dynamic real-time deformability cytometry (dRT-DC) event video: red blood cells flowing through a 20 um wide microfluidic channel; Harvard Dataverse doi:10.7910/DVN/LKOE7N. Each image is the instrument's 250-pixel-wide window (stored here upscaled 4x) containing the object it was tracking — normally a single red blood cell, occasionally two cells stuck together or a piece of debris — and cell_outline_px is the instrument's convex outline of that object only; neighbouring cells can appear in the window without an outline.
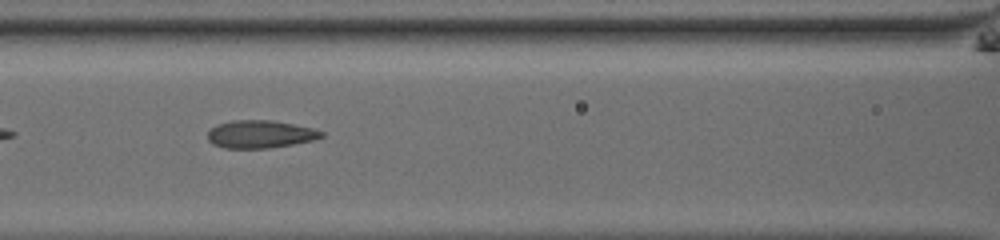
{"species": "common noctule bat (a hibernating species)", "species_latin": "Nyctalus noctula", "temperature_condition": "room temperature", "stored_images_in_passage": 24, "camera_frame_rate_fps": 3000, "um_per_image_px": 0.085, "animal": {"sex": "male", "body_mass_g": 13.0, "forearm_length_mm": 53.1}, "frame": {"image": 1, "passage_image": 8, "time_ms": 2.333, "image_size_px": [1000, 240], "cell_outline_px": [[324, 136], [312, 140], [292, 144], [268, 148], [224, 148], [212, 144], [208, 140], [208, 132], [216, 124], [232, 120], [272, 120], [312, 128], [324, 132]], "centroid_in_image_um": [22.09, 11.4], "position_along_channel_um": 144.5, "area_um2": 18.32}}
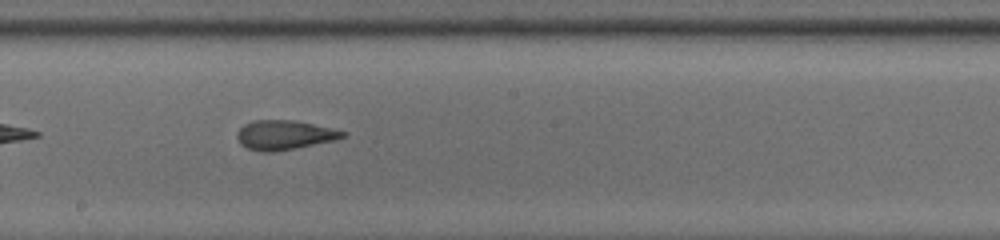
{"frame": {"image": 2, "passage_image": 14, "time_ms": 4.333, "image_size_px": [1000, 240], "cell_outline_px": [[348, 136], [336, 140], [296, 148], [272, 152], [260, 152], [248, 148], [240, 144], [236, 136], [236, 132], [244, 124], [252, 120], [296, 120], [348, 132]], "centroid_in_image_um": [24.18, 11.47], "position_along_channel_um": 224.0, "area_um2": 18.32}}
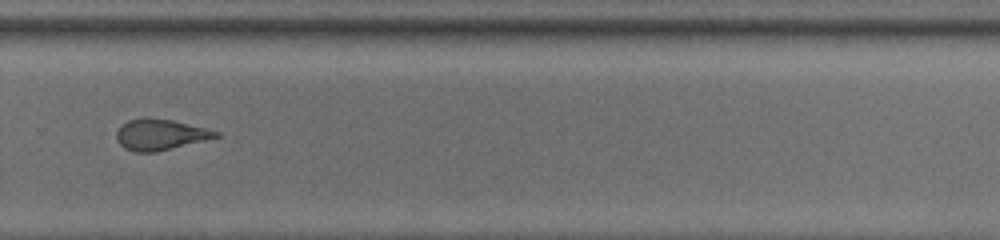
{"frame": {"image": 3, "passage_image": 21, "time_ms": 6.667, "image_size_px": [1000, 240], "cell_outline_px": [[220, 136], [156, 152], [136, 152], [124, 148], [116, 140], [116, 132], [128, 120], [144, 116], [172, 120], [220, 132]], "centroid_in_image_um": [13.58, 11.43], "position_along_channel_um": 316.2, "area_um2": 17.74}}